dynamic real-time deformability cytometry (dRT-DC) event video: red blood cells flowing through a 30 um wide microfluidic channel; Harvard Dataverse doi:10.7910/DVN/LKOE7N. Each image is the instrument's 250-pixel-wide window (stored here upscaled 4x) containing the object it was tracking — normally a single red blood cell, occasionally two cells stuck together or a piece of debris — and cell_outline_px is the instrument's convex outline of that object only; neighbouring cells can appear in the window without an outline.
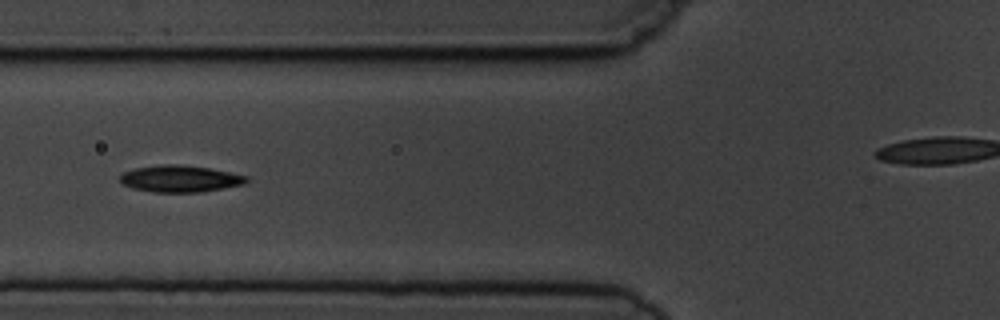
{"species": "common noctule bat (a hibernating species)", "species_latin": "Nyctalus noctula", "temperature_condition": "cold", "stored_images_in_passage": 7, "segment_of_instrument_passage": [1, 2], "camera_frame_rate_fps": 3000, "um_per_image_px": 0.085, "animal": {"sex": "male", "body_mass_g": 19.5, "forearm_length_mm": 54.6}, "frame": {"image": 1, "passage_image": 6, "time_ms": 6.0, "image_size_px": [1000, 320], "cell_outline_px": [[252, 180], [244, 184], [200, 192], [152, 192], [132, 188], [124, 184], [120, 180], [120, 176], [124, 172], [136, 168], [160, 164], [180, 164], [208, 168], [248, 176]], "centroid_in_image_um": [15.33, 15.19], "position_along_channel_um": 110.5, "area_um2": 19.65}}